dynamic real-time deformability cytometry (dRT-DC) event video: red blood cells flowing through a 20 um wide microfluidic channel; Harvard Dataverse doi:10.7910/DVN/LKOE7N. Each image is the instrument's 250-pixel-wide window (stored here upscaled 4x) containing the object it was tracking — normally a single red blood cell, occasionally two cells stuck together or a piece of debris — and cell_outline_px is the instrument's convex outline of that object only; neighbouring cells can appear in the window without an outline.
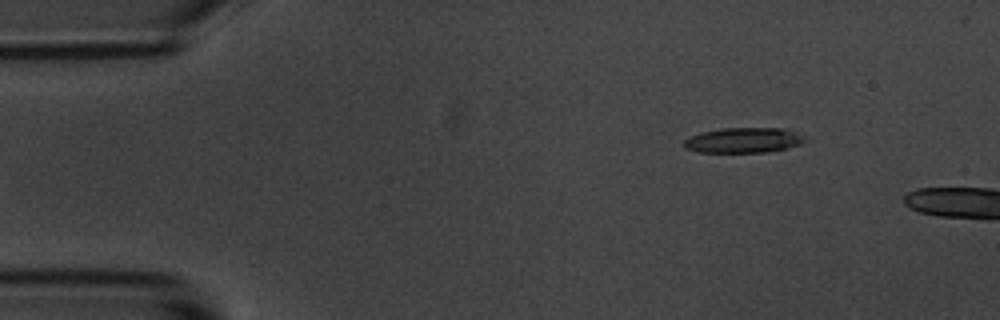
{"species": "common noctule bat (a hibernating species)", "species_latin": "Nyctalus noctula", "temperature_condition": "room temperature", "stored_images_in_passage": 6, "camera_frame_rate_fps": 3000, "um_per_image_px": 0.085, "animal": {"sex": "male", "body_mass_g": 20.1, "forearm_length_mm": 53.5}, "frame": {"image": 1, "passage_image": 2, "time_ms": 0.333, "image_size_px": [1000, 320], "cell_outline_px": [[808, 140], [800, 144], [768, 152], [696, 152], [684, 148], [684, 140], [700, 132], [724, 128], [784, 128], [808, 136]], "centroid_in_image_um": [63.23, 11.91], "position_along_channel_um": 21.8, "area_um2": 17.86}}